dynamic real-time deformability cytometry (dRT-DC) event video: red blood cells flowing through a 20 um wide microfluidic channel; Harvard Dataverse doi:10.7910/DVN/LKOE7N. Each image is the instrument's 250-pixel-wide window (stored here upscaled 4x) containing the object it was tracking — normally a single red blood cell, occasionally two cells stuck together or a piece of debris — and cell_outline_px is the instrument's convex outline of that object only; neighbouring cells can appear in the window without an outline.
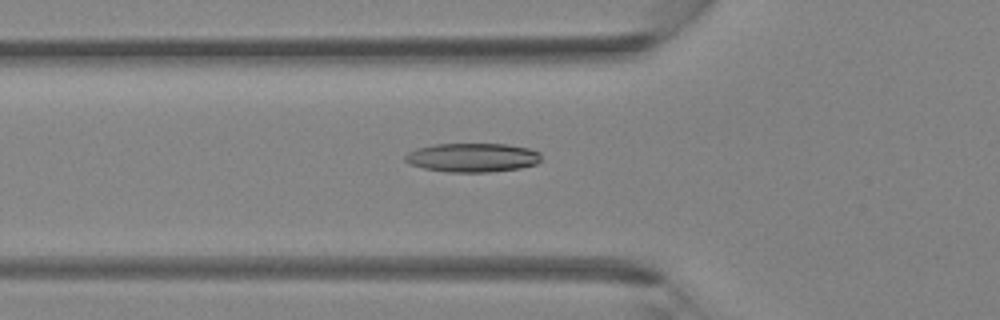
{"species": "Egyptian fruit bat (a non-hibernating species)", "species_latin": "Rousettus aegyptiacus", "temperature_condition": "room temperature", "stored_images_in_passage": 40, "camera_frame_rate_fps": 3000, "um_per_image_px": 0.085, "animal": {"sex": "female"}, "frame": {"image": 1, "passage_image": 14, "time_ms": 4.333, "image_size_px": [1000, 320], "cell_outline_px": [[540, 160], [536, 164], [520, 168], [488, 172], [448, 172], [424, 168], [408, 164], [404, 160], [404, 156], [408, 152], [416, 148], [432, 144], [508, 144], [528, 148], [540, 152]], "centroid_in_image_um": [40.13, 13.39], "position_along_channel_um": 85.7, "area_um2": 23.06}}
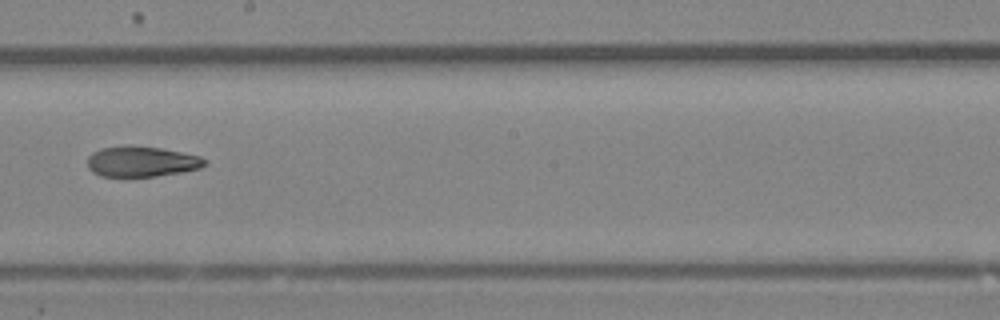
{"frame": {"image": 2, "passage_image": 23, "time_ms": 7.333, "image_size_px": [1000, 320], "cell_outline_px": [[208, 164], [200, 168], [180, 172], [156, 176], [100, 176], [92, 172], [88, 168], [88, 156], [92, 152], [100, 148], [128, 144], [160, 148], [200, 156], [208, 160]], "centroid_in_image_um": [12.02, 13.71], "position_along_channel_um": 236.2, "area_um2": 21.04}}
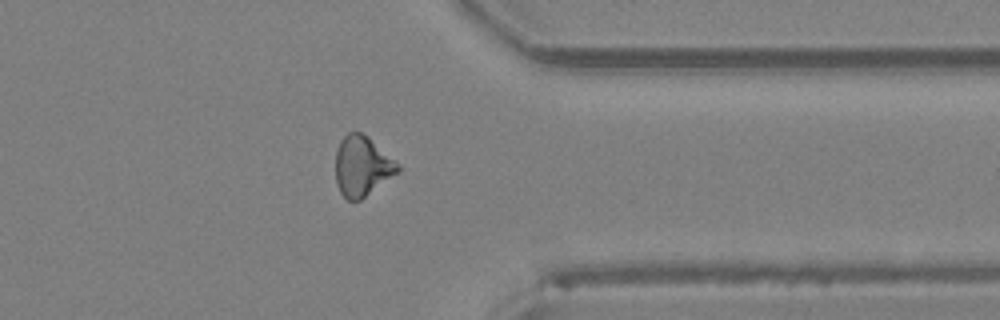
{"frame": {"image": 3, "passage_image": 32, "time_ms": 10.333, "image_size_px": [1000, 320], "cell_outline_px": [[400, 172], [360, 200], [348, 200], [340, 192], [336, 184], [336, 152], [340, 140], [348, 132], [360, 132], [368, 136], [396, 160], [400, 164]], "centroid_in_image_um": [30.8, 14.11], "position_along_channel_um": 380.6, "area_um2": 21.96}}